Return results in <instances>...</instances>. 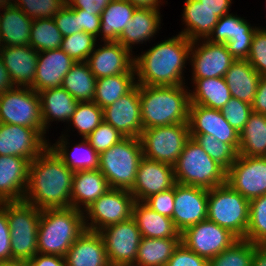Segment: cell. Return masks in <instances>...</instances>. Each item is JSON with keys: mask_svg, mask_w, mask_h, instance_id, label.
I'll return each mask as SVG.
<instances>
[{"mask_svg": "<svg viewBox=\"0 0 266 266\" xmlns=\"http://www.w3.org/2000/svg\"><path fill=\"white\" fill-rule=\"evenodd\" d=\"M73 174L48 147L30 162L23 201L40 210L70 208Z\"/></svg>", "mask_w": 266, "mask_h": 266, "instance_id": "cell-1", "label": "cell"}, {"mask_svg": "<svg viewBox=\"0 0 266 266\" xmlns=\"http://www.w3.org/2000/svg\"><path fill=\"white\" fill-rule=\"evenodd\" d=\"M192 42L181 34L162 40L134 56L136 81L145 86L185 85L184 72L190 61Z\"/></svg>", "mask_w": 266, "mask_h": 266, "instance_id": "cell-2", "label": "cell"}, {"mask_svg": "<svg viewBox=\"0 0 266 266\" xmlns=\"http://www.w3.org/2000/svg\"><path fill=\"white\" fill-rule=\"evenodd\" d=\"M188 86L139 85L143 129L188 123Z\"/></svg>", "mask_w": 266, "mask_h": 266, "instance_id": "cell-3", "label": "cell"}, {"mask_svg": "<svg viewBox=\"0 0 266 266\" xmlns=\"http://www.w3.org/2000/svg\"><path fill=\"white\" fill-rule=\"evenodd\" d=\"M85 230L83 211L73 207L43 209L37 235L38 253L64 257Z\"/></svg>", "mask_w": 266, "mask_h": 266, "instance_id": "cell-4", "label": "cell"}, {"mask_svg": "<svg viewBox=\"0 0 266 266\" xmlns=\"http://www.w3.org/2000/svg\"><path fill=\"white\" fill-rule=\"evenodd\" d=\"M7 213L13 261L25 264L37 253V235L41 210L25 201L1 202Z\"/></svg>", "mask_w": 266, "mask_h": 266, "instance_id": "cell-5", "label": "cell"}, {"mask_svg": "<svg viewBox=\"0 0 266 266\" xmlns=\"http://www.w3.org/2000/svg\"><path fill=\"white\" fill-rule=\"evenodd\" d=\"M173 169L178 184L212 189L226 183L227 171L191 137Z\"/></svg>", "mask_w": 266, "mask_h": 266, "instance_id": "cell-6", "label": "cell"}, {"mask_svg": "<svg viewBox=\"0 0 266 266\" xmlns=\"http://www.w3.org/2000/svg\"><path fill=\"white\" fill-rule=\"evenodd\" d=\"M142 158L139 138L125 137L100 154L98 169L107 179L110 188L130 191Z\"/></svg>", "mask_w": 266, "mask_h": 266, "instance_id": "cell-7", "label": "cell"}, {"mask_svg": "<svg viewBox=\"0 0 266 266\" xmlns=\"http://www.w3.org/2000/svg\"><path fill=\"white\" fill-rule=\"evenodd\" d=\"M207 219L245 239L249 200L227 183L209 189Z\"/></svg>", "mask_w": 266, "mask_h": 266, "instance_id": "cell-8", "label": "cell"}, {"mask_svg": "<svg viewBox=\"0 0 266 266\" xmlns=\"http://www.w3.org/2000/svg\"><path fill=\"white\" fill-rule=\"evenodd\" d=\"M189 138L188 123L143 129L139 136L143 157L172 166L176 163Z\"/></svg>", "mask_w": 266, "mask_h": 266, "instance_id": "cell-9", "label": "cell"}, {"mask_svg": "<svg viewBox=\"0 0 266 266\" xmlns=\"http://www.w3.org/2000/svg\"><path fill=\"white\" fill-rule=\"evenodd\" d=\"M0 123L39 129L45 136L39 94L31 87L15 86L0 95Z\"/></svg>", "mask_w": 266, "mask_h": 266, "instance_id": "cell-10", "label": "cell"}, {"mask_svg": "<svg viewBox=\"0 0 266 266\" xmlns=\"http://www.w3.org/2000/svg\"><path fill=\"white\" fill-rule=\"evenodd\" d=\"M134 202L130 191L109 189L83 211L85 228L99 232L110 225L130 219Z\"/></svg>", "mask_w": 266, "mask_h": 266, "instance_id": "cell-11", "label": "cell"}, {"mask_svg": "<svg viewBox=\"0 0 266 266\" xmlns=\"http://www.w3.org/2000/svg\"><path fill=\"white\" fill-rule=\"evenodd\" d=\"M239 238L230 230L208 219L181 233V242L191 251L209 260L231 247Z\"/></svg>", "mask_w": 266, "mask_h": 266, "instance_id": "cell-12", "label": "cell"}, {"mask_svg": "<svg viewBox=\"0 0 266 266\" xmlns=\"http://www.w3.org/2000/svg\"><path fill=\"white\" fill-rule=\"evenodd\" d=\"M49 147L39 129L0 123V156H19L32 162Z\"/></svg>", "mask_w": 266, "mask_h": 266, "instance_id": "cell-13", "label": "cell"}, {"mask_svg": "<svg viewBox=\"0 0 266 266\" xmlns=\"http://www.w3.org/2000/svg\"><path fill=\"white\" fill-rule=\"evenodd\" d=\"M226 183L247 200L266 194V157L239 155L227 170Z\"/></svg>", "mask_w": 266, "mask_h": 266, "instance_id": "cell-14", "label": "cell"}, {"mask_svg": "<svg viewBox=\"0 0 266 266\" xmlns=\"http://www.w3.org/2000/svg\"><path fill=\"white\" fill-rule=\"evenodd\" d=\"M244 18L232 13L223 15L207 40L211 43L225 44L235 59L247 60L252 38L258 26H251Z\"/></svg>", "mask_w": 266, "mask_h": 266, "instance_id": "cell-15", "label": "cell"}, {"mask_svg": "<svg viewBox=\"0 0 266 266\" xmlns=\"http://www.w3.org/2000/svg\"><path fill=\"white\" fill-rule=\"evenodd\" d=\"M99 234L104 241L110 266H116L124 261L136 260L142 237L132 217L100 230Z\"/></svg>", "mask_w": 266, "mask_h": 266, "instance_id": "cell-16", "label": "cell"}, {"mask_svg": "<svg viewBox=\"0 0 266 266\" xmlns=\"http://www.w3.org/2000/svg\"><path fill=\"white\" fill-rule=\"evenodd\" d=\"M235 60L225 44L211 43L208 40L194 41L189 62L192 66V79L224 77Z\"/></svg>", "mask_w": 266, "mask_h": 266, "instance_id": "cell-17", "label": "cell"}, {"mask_svg": "<svg viewBox=\"0 0 266 266\" xmlns=\"http://www.w3.org/2000/svg\"><path fill=\"white\" fill-rule=\"evenodd\" d=\"M209 189L175 184L174 212L172 220L180 232L207 219Z\"/></svg>", "mask_w": 266, "mask_h": 266, "instance_id": "cell-18", "label": "cell"}, {"mask_svg": "<svg viewBox=\"0 0 266 266\" xmlns=\"http://www.w3.org/2000/svg\"><path fill=\"white\" fill-rule=\"evenodd\" d=\"M103 121L125 137L139 138L143 130L139 84L113 104L103 108Z\"/></svg>", "mask_w": 266, "mask_h": 266, "instance_id": "cell-19", "label": "cell"}, {"mask_svg": "<svg viewBox=\"0 0 266 266\" xmlns=\"http://www.w3.org/2000/svg\"><path fill=\"white\" fill-rule=\"evenodd\" d=\"M175 184V173L172 165L143 157L130 192L135 201L143 202L151 195L168 190Z\"/></svg>", "mask_w": 266, "mask_h": 266, "instance_id": "cell-20", "label": "cell"}, {"mask_svg": "<svg viewBox=\"0 0 266 266\" xmlns=\"http://www.w3.org/2000/svg\"><path fill=\"white\" fill-rule=\"evenodd\" d=\"M86 63L97 79L126 72H135L133 54L119 42L96 44Z\"/></svg>", "mask_w": 266, "mask_h": 266, "instance_id": "cell-21", "label": "cell"}, {"mask_svg": "<svg viewBox=\"0 0 266 266\" xmlns=\"http://www.w3.org/2000/svg\"><path fill=\"white\" fill-rule=\"evenodd\" d=\"M188 124L190 135L209 134L223 143H239L240 133L231 127L219 109L190 104Z\"/></svg>", "mask_w": 266, "mask_h": 266, "instance_id": "cell-22", "label": "cell"}, {"mask_svg": "<svg viewBox=\"0 0 266 266\" xmlns=\"http://www.w3.org/2000/svg\"><path fill=\"white\" fill-rule=\"evenodd\" d=\"M74 63V60L60 48L38 52L36 75L31 88L38 93L60 87Z\"/></svg>", "mask_w": 266, "mask_h": 266, "instance_id": "cell-23", "label": "cell"}, {"mask_svg": "<svg viewBox=\"0 0 266 266\" xmlns=\"http://www.w3.org/2000/svg\"><path fill=\"white\" fill-rule=\"evenodd\" d=\"M30 161L19 156H0V203L23 201Z\"/></svg>", "mask_w": 266, "mask_h": 266, "instance_id": "cell-24", "label": "cell"}, {"mask_svg": "<svg viewBox=\"0 0 266 266\" xmlns=\"http://www.w3.org/2000/svg\"><path fill=\"white\" fill-rule=\"evenodd\" d=\"M0 56L14 86L31 87L36 75L38 51L30 45L3 46Z\"/></svg>", "mask_w": 266, "mask_h": 266, "instance_id": "cell-25", "label": "cell"}, {"mask_svg": "<svg viewBox=\"0 0 266 266\" xmlns=\"http://www.w3.org/2000/svg\"><path fill=\"white\" fill-rule=\"evenodd\" d=\"M64 258L66 266H110L101 235L87 229L71 245Z\"/></svg>", "mask_w": 266, "mask_h": 266, "instance_id": "cell-26", "label": "cell"}, {"mask_svg": "<svg viewBox=\"0 0 266 266\" xmlns=\"http://www.w3.org/2000/svg\"><path fill=\"white\" fill-rule=\"evenodd\" d=\"M161 17L159 9L136 8L118 42L133 53V46L144 42L146 44V41L149 42L157 35L158 30L162 28Z\"/></svg>", "mask_w": 266, "mask_h": 266, "instance_id": "cell-27", "label": "cell"}, {"mask_svg": "<svg viewBox=\"0 0 266 266\" xmlns=\"http://www.w3.org/2000/svg\"><path fill=\"white\" fill-rule=\"evenodd\" d=\"M110 188L99 169L81 170L73 174L71 207L84 211Z\"/></svg>", "mask_w": 266, "mask_h": 266, "instance_id": "cell-28", "label": "cell"}, {"mask_svg": "<svg viewBox=\"0 0 266 266\" xmlns=\"http://www.w3.org/2000/svg\"><path fill=\"white\" fill-rule=\"evenodd\" d=\"M41 101L42 123L49 132L50 122L62 121L68 123L75 113L78 101L62 86L38 92Z\"/></svg>", "mask_w": 266, "mask_h": 266, "instance_id": "cell-29", "label": "cell"}, {"mask_svg": "<svg viewBox=\"0 0 266 266\" xmlns=\"http://www.w3.org/2000/svg\"><path fill=\"white\" fill-rule=\"evenodd\" d=\"M69 137L62 134L53 145L49 147L63 161V163L73 172L99 168L100 155L92 148L86 139L75 143L70 147ZM71 148V150L69 149Z\"/></svg>", "mask_w": 266, "mask_h": 266, "instance_id": "cell-30", "label": "cell"}, {"mask_svg": "<svg viewBox=\"0 0 266 266\" xmlns=\"http://www.w3.org/2000/svg\"><path fill=\"white\" fill-rule=\"evenodd\" d=\"M184 3L182 20L186 27L179 34L191 42L207 40L218 23L219 17L198 0H185Z\"/></svg>", "mask_w": 266, "mask_h": 266, "instance_id": "cell-31", "label": "cell"}, {"mask_svg": "<svg viewBox=\"0 0 266 266\" xmlns=\"http://www.w3.org/2000/svg\"><path fill=\"white\" fill-rule=\"evenodd\" d=\"M132 218L140 230L141 237L181 238V234L171 218L153 211L143 202H134Z\"/></svg>", "mask_w": 266, "mask_h": 266, "instance_id": "cell-32", "label": "cell"}, {"mask_svg": "<svg viewBox=\"0 0 266 266\" xmlns=\"http://www.w3.org/2000/svg\"><path fill=\"white\" fill-rule=\"evenodd\" d=\"M3 13H2V12ZM33 20L14 5L0 9V35L3 46L29 45Z\"/></svg>", "mask_w": 266, "mask_h": 266, "instance_id": "cell-33", "label": "cell"}, {"mask_svg": "<svg viewBox=\"0 0 266 266\" xmlns=\"http://www.w3.org/2000/svg\"><path fill=\"white\" fill-rule=\"evenodd\" d=\"M260 77L247 60L238 59L224 75L231 96L249 104L253 102Z\"/></svg>", "mask_w": 266, "mask_h": 266, "instance_id": "cell-34", "label": "cell"}, {"mask_svg": "<svg viewBox=\"0 0 266 266\" xmlns=\"http://www.w3.org/2000/svg\"><path fill=\"white\" fill-rule=\"evenodd\" d=\"M136 7L127 0H112L100 14L99 38L102 42H118Z\"/></svg>", "mask_w": 266, "mask_h": 266, "instance_id": "cell-35", "label": "cell"}, {"mask_svg": "<svg viewBox=\"0 0 266 266\" xmlns=\"http://www.w3.org/2000/svg\"><path fill=\"white\" fill-rule=\"evenodd\" d=\"M190 104H198L211 109H219L232 98L224 77L191 79Z\"/></svg>", "mask_w": 266, "mask_h": 266, "instance_id": "cell-36", "label": "cell"}, {"mask_svg": "<svg viewBox=\"0 0 266 266\" xmlns=\"http://www.w3.org/2000/svg\"><path fill=\"white\" fill-rule=\"evenodd\" d=\"M239 155L266 157V115L252 112L239 136Z\"/></svg>", "mask_w": 266, "mask_h": 266, "instance_id": "cell-37", "label": "cell"}, {"mask_svg": "<svg viewBox=\"0 0 266 266\" xmlns=\"http://www.w3.org/2000/svg\"><path fill=\"white\" fill-rule=\"evenodd\" d=\"M136 85L135 72L98 78L93 101L103 109L130 92Z\"/></svg>", "mask_w": 266, "mask_h": 266, "instance_id": "cell-38", "label": "cell"}, {"mask_svg": "<svg viewBox=\"0 0 266 266\" xmlns=\"http://www.w3.org/2000/svg\"><path fill=\"white\" fill-rule=\"evenodd\" d=\"M96 82L97 78L86 61L75 62L65 75L61 86L78 102H90L94 99Z\"/></svg>", "mask_w": 266, "mask_h": 266, "instance_id": "cell-39", "label": "cell"}, {"mask_svg": "<svg viewBox=\"0 0 266 266\" xmlns=\"http://www.w3.org/2000/svg\"><path fill=\"white\" fill-rule=\"evenodd\" d=\"M181 238H145L138 246L136 261L143 266H166Z\"/></svg>", "mask_w": 266, "mask_h": 266, "instance_id": "cell-40", "label": "cell"}, {"mask_svg": "<svg viewBox=\"0 0 266 266\" xmlns=\"http://www.w3.org/2000/svg\"><path fill=\"white\" fill-rule=\"evenodd\" d=\"M63 35L53 18L34 19L31 26L29 45L38 52L59 49Z\"/></svg>", "mask_w": 266, "mask_h": 266, "instance_id": "cell-41", "label": "cell"}, {"mask_svg": "<svg viewBox=\"0 0 266 266\" xmlns=\"http://www.w3.org/2000/svg\"><path fill=\"white\" fill-rule=\"evenodd\" d=\"M226 171L239 157V143H223L209 134L190 135Z\"/></svg>", "mask_w": 266, "mask_h": 266, "instance_id": "cell-42", "label": "cell"}, {"mask_svg": "<svg viewBox=\"0 0 266 266\" xmlns=\"http://www.w3.org/2000/svg\"><path fill=\"white\" fill-rule=\"evenodd\" d=\"M256 244L245 239L237 240L231 247L208 260V266H252Z\"/></svg>", "mask_w": 266, "mask_h": 266, "instance_id": "cell-43", "label": "cell"}, {"mask_svg": "<svg viewBox=\"0 0 266 266\" xmlns=\"http://www.w3.org/2000/svg\"><path fill=\"white\" fill-rule=\"evenodd\" d=\"M103 122V109L94 101L79 102L75 113L68 121L69 126H73L75 130L85 139Z\"/></svg>", "mask_w": 266, "mask_h": 266, "instance_id": "cell-44", "label": "cell"}, {"mask_svg": "<svg viewBox=\"0 0 266 266\" xmlns=\"http://www.w3.org/2000/svg\"><path fill=\"white\" fill-rule=\"evenodd\" d=\"M245 240L256 245H266V194L249 201Z\"/></svg>", "mask_w": 266, "mask_h": 266, "instance_id": "cell-45", "label": "cell"}, {"mask_svg": "<svg viewBox=\"0 0 266 266\" xmlns=\"http://www.w3.org/2000/svg\"><path fill=\"white\" fill-rule=\"evenodd\" d=\"M97 39L90 33L80 31L63 37L60 49L63 50L74 62H84L93 52Z\"/></svg>", "mask_w": 266, "mask_h": 266, "instance_id": "cell-46", "label": "cell"}, {"mask_svg": "<svg viewBox=\"0 0 266 266\" xmlns=\"http://www.w3.org/2000/svg\"><path fill=\"white\" fill-rule=\"evenodd\" d=\"M66 3V0H12V5L32 20L53 18Z\"/></svg>", "mask_w": 266, "mask_h": 266, "instance_id": "cell-47", "label": "cell"}, {"mask_svg": "<svg viewBox=\"0 0 266 266\" xmlns=\"http://www.w3.org/2000/svg\"><path fill=\"white\" fill-rule=\"evenodd\" d=\"M123 136L119 131H117L111 124L103 121L91 134H89L85 139L92 146V148L100 155L114 144H117L122 139Z\"/></svg>", "mask_w": 266, "mask_h": 266, "instance_id": "cell-48", "label": "cell"}, {"mask_svg": "<svg viewBox=\"0 0 266 266\" xmlns=\"http://www.w3.org/2000/svg\"><path fill=\"white\" fill-rule=\"evenodd\" d=\"M221 112L231 127L240 133L253 111L251 104L232 97L222 107Z\"/></svg>", "mask_w": 266, "mask_h": 266, "instance_id": "cell-49", "label": "cell"}, {"mask_svg": "<svg viewBox=\"0 0 266 266\" xmlns=\"http://www.w3.org/2000/svg\"><path fill=\"white\" fill-rule=\"evenodd\" d=\"M247 61L260 76H266V28L259 26L252 38Z\"/></svg>", "mask_w": 266, "mask_h": 266, "instance_id": "cell-50", "label": "cell"}, {"mask_svg": "<svg viewBox=\"0 0 266 266\" xmlns=\"http://www.w3.org/2000/svg\"><path fill=\"white\" fill-rule=\"evenodd\" d=\"M175 185L174 187L151 195L143 201L153 211L172 219L174 212Z\"/></svg>", "mask_w": 266, "mask_h": 266, "instance_id": "cell-51", "label": "cell"}, {"mask_svg": "<svg viewBox=\"0 0 266 266\" xmlns=\"http://www.w3.org/2000/svg\"><path fill=\"white\" fill-rule=\"evenodd\" d=\"M166 266H208V260L191 251L181 242Z\"/></svg>", "mask_w": 266, "mask_h": 266, "instance_id": "cell-52", "label": "cell"}, {"mask_svg": "<svg viewBox=\"0 0 266 266\" xmlns=\"http://www.w3.org/2000/svg\"><path fill=\"white\" fill-rule=\"evenodd\" d=\"M63 37L80 32L77 13L66 3L53 17Z\"/></svg>", "mask_w": 266, "mask_h": 266, "instance_id": "cell-53", "label": "cell"}, {"mask_svg": "<svg viewBox=\"0 0 266 266\" xmlns=\"http://www.w3.org/2000/svg\"><path fill=\"white\" fill-rule=\"evenodd\" d=\"M7 213L0 207V262L13 261Z\"/></svg>", "mask_w": 266, "mask_h": 266, "instance_id": "cell-54", "label": "cell"}, {"mask_svg": "<svg viewBox=\"0 0 266 266\" xmlns=\"http://www.w3.org/2000/svg\"><path fill=\"white\" fill-rule=\"evenodd\" d=\"M73 10L77 13L80 30L86 33H90L97 38L99 36L101 23L100 15L91 14L81 9Z\"/></svg>", "mask_w": 266, "mask_h": 266, "instance_id": "cell-55", "label": "cell"}, {"mask_svg": "<svg viewBox=\"0 0 266 266\" xmlns=\"http://www.w3.org/2000/svg\"><path fill=\"white\" fill-rule=\"evenodd\" d=\"M72 9H81L100 15L112 0H66Z\"/></svg>", "mask_w": 266, "mask_h": 266, "instance_id": "cell-56", "label": "cell"}, {"mask_svg": "<svg viewBox=\"0 0 266 266\" xmlns=\"http://www.w3.org/2000/svg\"><path fill=\"white\" fill-rule=\"evenodd\" d=\"M24 266H66V262L61 256L37 253Z\"/></svg>", "mask_w": 266, "mask_h": 266, "instance_id": "cell-57", "label": "cell"}, {"mask_svg": "<svg viewBox=\"0 0 266 266\" xmlns=\"http://www.w3.org/2000/svg\"><path fill=\"white\" fill-rule=\"evenodd\" d=\"M251 106L253 112L266 115V76L260 77Z\"/></svg>", "mask_w": 266, "mask_h": 266, "instance_id": "cell-58", "label": "cell"}, {"mask_svg": "<svg viewBox=\"0 0 266 266\" xmlns=\"http://www.w3.org/2000/svg\"><path fill=\"white\" fill-rule=\"evenodd\" d=\"M202 5L214 11V14L221 18L230 13L232 0H198Z\"/></svg>", "mask_w": 266, "mask_h": 266, "instance_id": "cell-59", "label": "cell"}, {"mask_svg": "<svg viewBox=\"0 0 266 266\" xmlns=\"http://www.w3.org/2000/svg\"><path fill=\"white\" fill-rule=\"evenodd\" d=\"M14 87L15 86L0 56V95Z\"/></svg>", "mask_w": 266, "mask_h": 266, "instance_id": "cell-60", "label": "cell"}, {"mask_svg": "<svg viewBox=\"0 0 266 266\" xmlns=\"http://www.w3.org/2000/svg\"><path fill=\"white\" fill-rule=\"evenodd\" d=\"M136 8L160 9L163 0H127Z\"/></svg>", "mask_w": 266, "mask_h": 266, "instance_id": "cell-61", "label": "cell"}, {"mask_svg": "<svg viewBox=\"0 0 266 266\" xmlns=\"http://www.w3.org/2000/svg\"><path fill=\"white\" fill-rule=\"evenodd\" d=\"M252 266H266V245H256Z\"/></svg>", "mask_w": 266, "mask_h": 266, "instance_id": "cell-62", "label": "cell"}, {"mask_svg": "<svg viewBox=\"0 0 266 266\" xmlns=\"http://www.w3.org/2000/svg\"><path fill=\"white\" fill-rule=\"evenodd\" d=\"M116 266H143L140 262L134 260V261H124V262H120L118 265Z\"/></svg>", "mask_w": 266, "mask_h": 266, "instance_id": "cell-63", "label": "cell"}, {"mask_svg": "<svg viewBox=\"0 0 266 266\" xmlns=\"http://www.w3.org/2000/svg\"><path fill=\"white\" fill-rule=\"evenodd\" d=\"M0 266H24V264L17 261L0 262Z\"/></svg>", "mask_w": 266, "mask_h": 266, "instance_id": "cell-64", "label": "cell"}, {"mask_svg": "<svg viewBox=\"0 0 266 266\" xmlns=\"http://www.w3.org/2000/svg\"><path fill=\"white\" fill-rule=\"evenodd\" d=\"M12 4V0H0V9Z\"/></svg>", "mask_w": 266, "mask_h": 266, "instance_id": "cell-65", "label": "cell"}, {"mask_svg": "<svg viewBox=\"0 0 266 266\" xmlns=\"http://www.w3.org/2000/svg\"><path fill=\"white\" fill-rule=\"evenodd\" d=\"M3 47L2 42H1V35H0V49Z\"/></svg>", "mask_w": 266, "mask_h": 266, "instance_id": "cell-66", "label": "cell"}]
</instances>
